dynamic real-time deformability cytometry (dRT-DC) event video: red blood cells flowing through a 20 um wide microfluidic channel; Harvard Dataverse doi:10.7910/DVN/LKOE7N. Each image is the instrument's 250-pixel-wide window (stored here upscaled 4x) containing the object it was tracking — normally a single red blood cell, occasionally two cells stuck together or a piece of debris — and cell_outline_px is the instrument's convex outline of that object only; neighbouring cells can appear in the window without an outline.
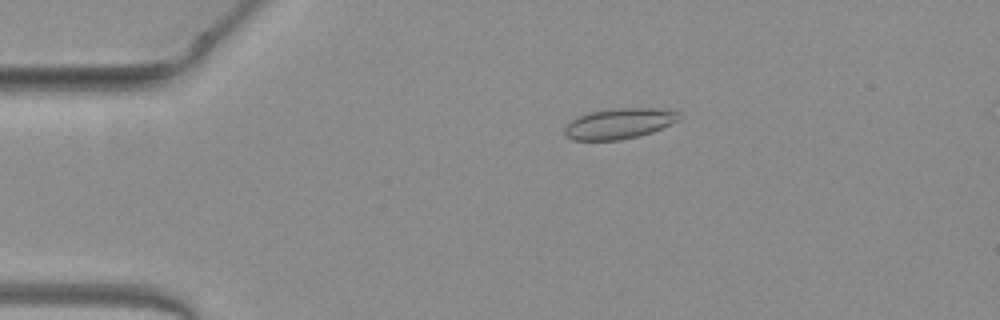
{"species": "common noctule bat (a hibernating species)", "species_latin": "Nyctalus noctula", "temperature_condition": "warm", "stored_images_in_passage": 53, "camera_frame_rate_fps": 3000, "um_per_image_px": 0.085, "animal": {"sex": "female", "body_mass_g": 19.3, "forearm_length_mm": 54.1}, "frame": {"image": 1, "passage_image": 11, "time_ms": 3.333, "image_size_px": [1000, 320], "cell_outline_px": [[680, 120], [652, 132], [620, 140], [572, 140], [564, 136], [564, 128], [576, 116], [588, 112], [616, 108], [660, 108], [680, 112]], "centroid_in_image_um": [52.62, 10.49], "position_along_channel_um": 32.4, "area_um2": 20.52}}
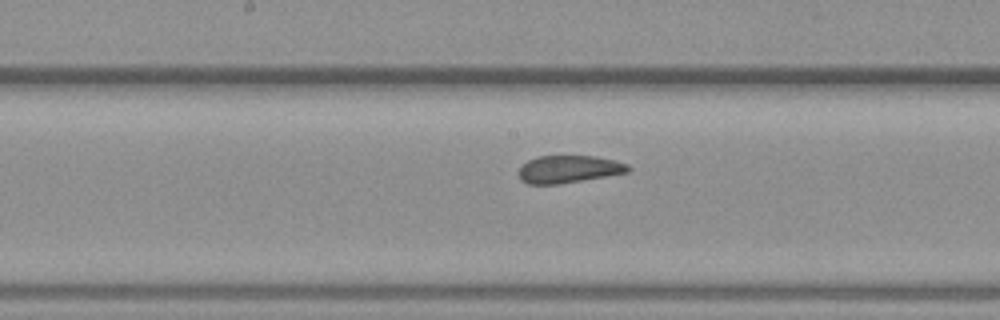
{"frame": {"image": 2, "passage_image": 27, "time_ms": 8.667, "image_size_px": [1000, 320], "cell_outline_px": [[632, 168], [628, 172], [560, 184], [528, 184], [520, 180], [520, 168], [528, 160], [540, 156], [592, 156], [612, 160], [628, 164]], "centroid_in_image_um": [48.34, 14.38], "position_along_channel_um": 199.9, "area_um2": 17.28}}
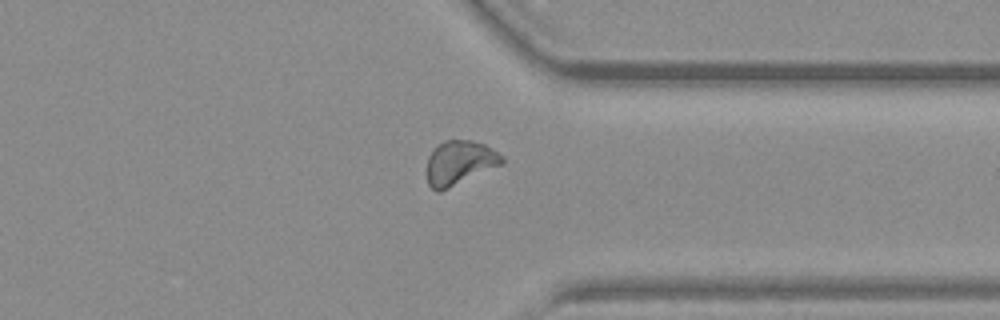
{"frame": {"image": 3, "passage_image": 40, "time_ms": 13.0, "image_size_px": [1000, 320], "cell_outline_px": [[504, 164], [440, 192], [436, 192], [428, 184], [428, 156], [432, 148], [444, 140], [472, 140], [484, 144], [492, 148], [504, 156]], "centroid_in_image_um": [39.09, 13.83], "position_along_channel_um": 372.3, "area_um2": 19.59}}